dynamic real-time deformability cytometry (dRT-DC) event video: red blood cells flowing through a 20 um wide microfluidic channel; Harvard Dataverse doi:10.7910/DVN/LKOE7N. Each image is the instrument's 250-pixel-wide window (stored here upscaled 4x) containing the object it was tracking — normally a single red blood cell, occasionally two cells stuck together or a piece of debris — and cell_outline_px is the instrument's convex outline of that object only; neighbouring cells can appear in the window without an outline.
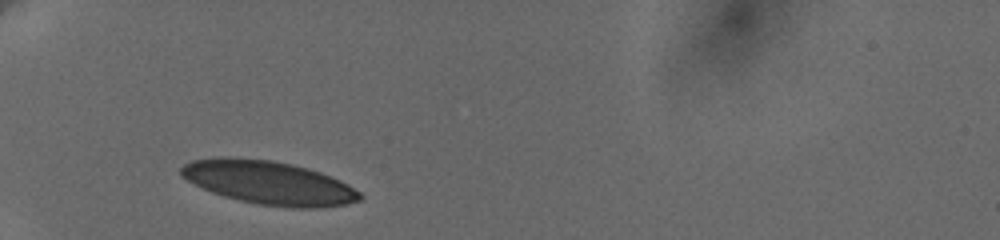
{"species": "human", "species_latin": "Homo sapiens", "temperature_condition": "cold", "stored_images_in_passage": 2, "camera_frame_rate_fps": 3000, "um_per_image_px": 0.085, "donor": {"sex": "female"}, "frame": {"image": 1, "passage_image": 1, "time_ms": 0.0, "image_size_px": [1000, 240], "cell_outline_px": [[364, 196], [360, 200], [344, 204], [320, 208], [292, 208], [256, 204], [224, 196], [212, 192], [180, 176], [180, 168], [184, 164], [192, 160], [216, 156], [232, 156], [272, 160], [292, 164], [308, 168], [320, 172], [340, 180], [348, 184], [360, 192]], "centroid_in_image_um": [22.84, 15.51], "position_along_channel_um": 62.2, "area_um2": 45.6}}